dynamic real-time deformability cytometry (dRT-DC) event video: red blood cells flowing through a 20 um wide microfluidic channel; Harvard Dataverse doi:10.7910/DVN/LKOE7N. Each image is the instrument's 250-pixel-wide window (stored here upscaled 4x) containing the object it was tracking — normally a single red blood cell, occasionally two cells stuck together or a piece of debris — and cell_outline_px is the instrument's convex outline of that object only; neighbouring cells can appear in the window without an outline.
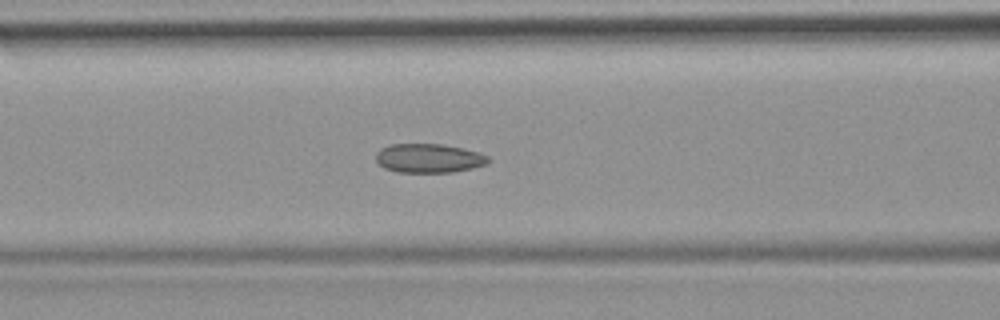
{"species": "common noctule bat (a hibernating species)", "species_latin": "Nyctalus noctula", "temperature_condition": "room temperature", "stored_images_in_passage": 46, "camera_frame_rate_fps": 3000, "um_per_image_px": 0.085, "animal": {"sex": "female", "body_mass_g": 19.9}, "frame": {"image": 1, "passage_image": 20, "time_ms": 6.333, "image_size_px": [1000, 320], "cell_outline_px": [[492, 160], [484, 164], [472, 168], [452, 172], [396, 172], [384, 168], [376, 160], [376, 152], [380, 148], [388, 144], [440, 144], [460, 148], [476, 152], [488, 156]], "centroid_in_image_um": [36.4, 13.45], "position_along_channel_um": 130.2, "area_um2": 18.9}, "authors_computed_cell_mechanics": {"area_um2": 19.1896, "velocity_mm_per_s": 3.9491, "shape_relaxation_time_tau1_ms": null, "shape_relaxation_time_tau2_ms": 2.987, "deformation_change_tau1": null, "deformation_change_tau2": 0.0765}}